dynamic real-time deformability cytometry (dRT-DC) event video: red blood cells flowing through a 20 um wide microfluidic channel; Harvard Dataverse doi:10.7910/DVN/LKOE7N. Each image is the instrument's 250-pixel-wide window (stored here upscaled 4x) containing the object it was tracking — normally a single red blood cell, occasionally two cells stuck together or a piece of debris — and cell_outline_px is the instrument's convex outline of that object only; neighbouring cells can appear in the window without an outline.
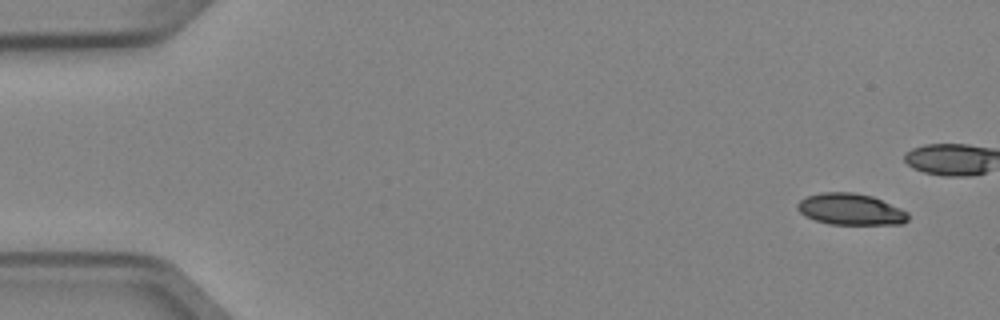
{"species": "Egyptian fruit bat (a non-hibernating species)", "species_latin": "Rousettus aegyptiacus", "temperature_condition": "cold", "stored_images_in_passage": 9, "camera_frame_rate_fps": 3000, "um_per_image_px": 0.085, "animal": {"sex": "female"}, "frame": {"image": 1, "passage_image": 1, "time_ms": 0.0, "image_size_px": [1000, 320], "cell_outline_px": [[908, 220], [904, 224], [828, 224], [804, 216], [796, 208], [796, 204], [800, 200], [808, 196], [820, 192], [852, 192], [872, 196], [900, 208], [908, 212]], "centroid_in_image_um": [72.29, 17.79], "position_along_channel_um": 12.7, "area_um2": 20.29}}